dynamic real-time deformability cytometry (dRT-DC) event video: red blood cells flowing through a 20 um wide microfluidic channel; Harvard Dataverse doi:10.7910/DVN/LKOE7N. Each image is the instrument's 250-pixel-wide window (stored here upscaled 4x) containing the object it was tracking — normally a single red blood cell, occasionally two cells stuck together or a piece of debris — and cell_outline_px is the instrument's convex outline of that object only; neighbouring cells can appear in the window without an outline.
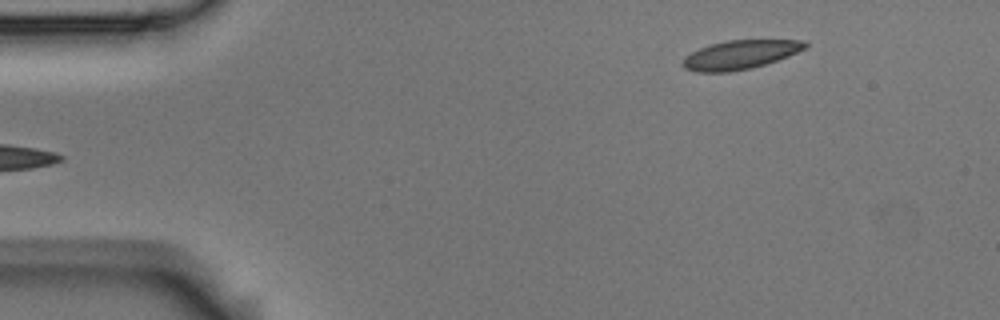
{"species": "Egyptian fruit bat (a non-hibernating species)", "species_latin": "Rousettus aegyptiacus", "temperature_condition": "room temperature", "stored_images_in_passage": 4, "camera_frame_rate_fps": 3000, "um_per_image_px": 0.085, "animal": {"sex": "male"}, "frame": {"image": 1, "passage_image": 4, "time_ms": 1.0, "image_size_px": [1000, 320], "cell_outline_px": [[808, 44], [804, 48], [788, 56], [752, 68], [728, 72], [696, 72], [684, 68], [684, 56], [700, 48], [712, 44], [728, 40], [804, 40]], "centroid_in_image_um": [62.9, 4.65], "position_along_channel_um": 22.1, "area_um2": 20.29}}